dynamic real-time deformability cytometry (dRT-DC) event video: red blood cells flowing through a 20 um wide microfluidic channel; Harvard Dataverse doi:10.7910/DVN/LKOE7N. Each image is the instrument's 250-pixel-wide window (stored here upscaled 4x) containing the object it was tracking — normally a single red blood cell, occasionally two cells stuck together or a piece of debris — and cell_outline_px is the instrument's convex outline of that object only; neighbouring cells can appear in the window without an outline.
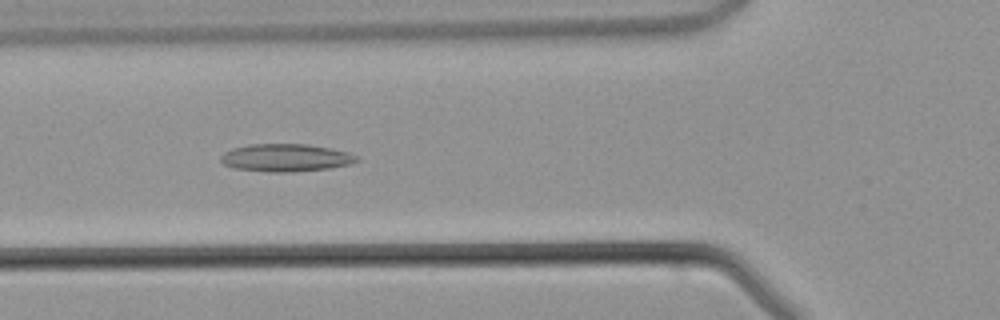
{"species": "common noctule bat (a hibernating species)", "species_latin": "Nyctalus noctula", "temperature_condition": "warm", "stored_images_in_passage": 39, "camera_frame_rate_fps": 3000, "um_per_image_px": 0.085, "animal": {"sex": "male", "body_mass_g": 21.5, "forearm_length_mm": 52.0}, "frame": {"image": 1, "passage_image": 10, "time_ms": 3.0, "image_size_px": [1000, 320], "cell_outline_px": [[360, 160], [348, 164], [328, 168], [292, 172], [268, 172], [236, 168], [224, 164], [220, 160], [220, 156], [224, 152], [232, 148], [248, 144], [308, 144], [332, 148], [348, 152], [356, 156]], "centroid_in_image_um": [24.27, 13.4], "position_along_channel_um": 101.5, "area_um2": 21.91}}
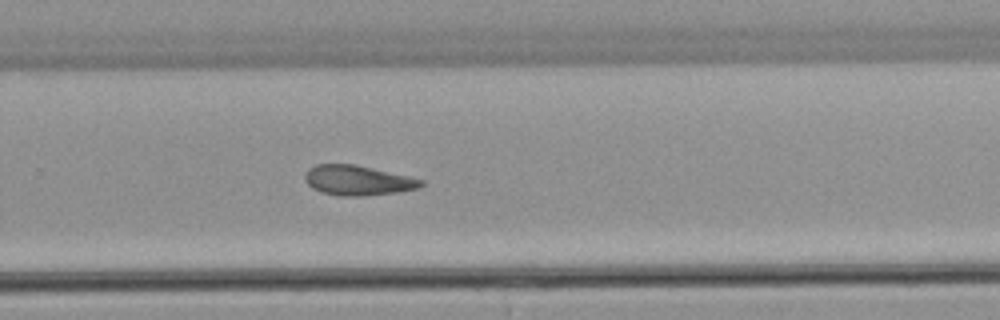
{"frame": {"image": 2, "passage_image": 23, "time_ms": 7.333, "image_size_px": [1000, 320], "cell_outline_px": [[424, 184], [416, 188], [396, 192], [364, 196], [340, 196], [320, 192], [312, 188], [304, 180], [304, 176], [308, 168], [316, 164], [356, 164], [424, 180]], "centroid_in_image_um": [30.35, 15.33], "position_along_channel_um": 299.4, "area_um2": 20.23}}
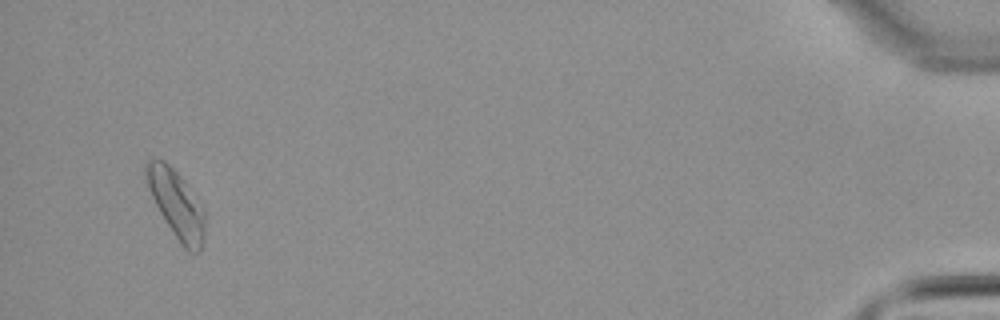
{"frame": {"image": 3, "passage_image": 37, "time_ms": 12.0, "image_size_px": [1000, 320], "cell_outline_px": [[208, 216], [204, 236], [200, 252], [188, 252], [180, 244], [160, 212], [144, 180], [144, 160], [164, 160], [180, 176], [204, 208]], "centroid_in_image_um": [15.01, 17.36], "position_along_channel_um": 420.2, "area_um2": 23.41}}